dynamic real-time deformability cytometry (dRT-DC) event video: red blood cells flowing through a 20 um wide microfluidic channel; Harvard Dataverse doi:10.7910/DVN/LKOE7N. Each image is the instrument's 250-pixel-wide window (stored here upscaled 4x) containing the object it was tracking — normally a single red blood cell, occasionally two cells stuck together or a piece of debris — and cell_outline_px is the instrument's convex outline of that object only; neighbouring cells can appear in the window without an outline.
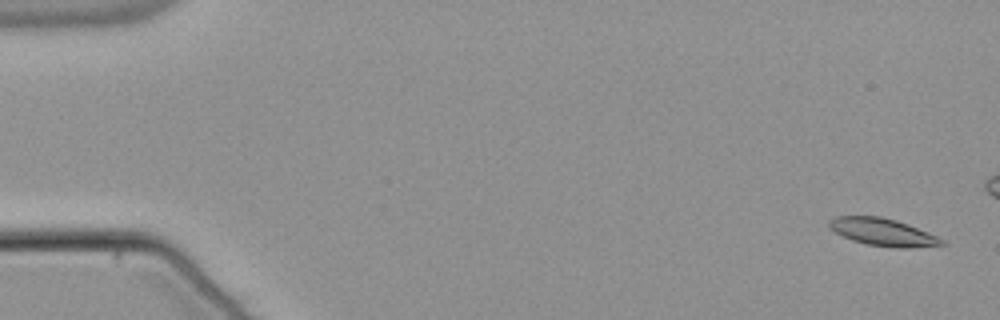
{"species": "common noctule bat (a hibernating species)", "species_latin": "Nyctalus noctula", "temperature_condition": "warm", "stored_images_in_passage": 17, "camera_frame_rate_fps": 3000, "um_per_image_px": 0.085, "animal": {"sex": "male", "body_mass_g": 21.5, "forearm_length_mm": 52.0}, "frame": {"image": 1, "passage_image": 2, "time_ms": 0.333, "image_size_px": [1000, 320], "cell_outline_px": [[948, 244], [908, 248], [896, 248], [868, 244], [852, 240], [828, 228], [828, 220], [836, 216], [880, 216], [896, 220], [908, 224], [936, 236], [944, 240]], "centroid_in_image_um": [75.03, 19.72], "position_along_channel_um": 10.0, "area_um2": 17.92}}